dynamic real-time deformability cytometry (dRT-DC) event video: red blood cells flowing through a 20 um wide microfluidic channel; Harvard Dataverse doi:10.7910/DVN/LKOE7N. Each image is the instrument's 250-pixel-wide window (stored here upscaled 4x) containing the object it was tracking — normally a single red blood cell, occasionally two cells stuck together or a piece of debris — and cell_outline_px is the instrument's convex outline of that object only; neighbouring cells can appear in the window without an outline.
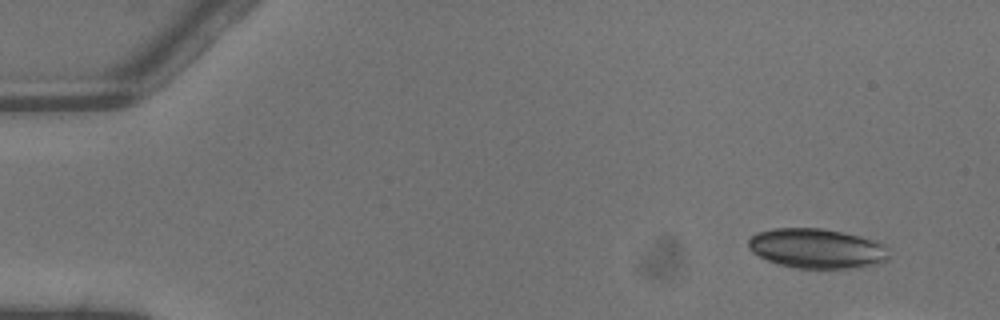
{"species": "common noctule bat (a hibernating species)", "species_latin": "Nyctalus noctula", "temperature_condition": "warm", "stored_images_in_passage": 5, "camera_frame_rate_fps": 3000, "um_per_image_px": 0.085, "animal": {"sex": "male", "body_mass_g": 13.3}, "frame": {"image": 1, "passage_image": 1, "time_ms": 0.0, "image_size_px": [1000, 320], "cell_outline_px": [[888, 260], [876, 264], [844, 268], [796, 268], [780, 264], [768, 260], [752, 252], [748, 248], [748, 240], [756, 232], [772, 228], [824, 228], [844, 232], [860, 236], [884, 244], [888, 256]], "centroid_in_image_um": [69.39, 21.1], "position_along_channel_um": 15.6, "area_um2": 32.43}}